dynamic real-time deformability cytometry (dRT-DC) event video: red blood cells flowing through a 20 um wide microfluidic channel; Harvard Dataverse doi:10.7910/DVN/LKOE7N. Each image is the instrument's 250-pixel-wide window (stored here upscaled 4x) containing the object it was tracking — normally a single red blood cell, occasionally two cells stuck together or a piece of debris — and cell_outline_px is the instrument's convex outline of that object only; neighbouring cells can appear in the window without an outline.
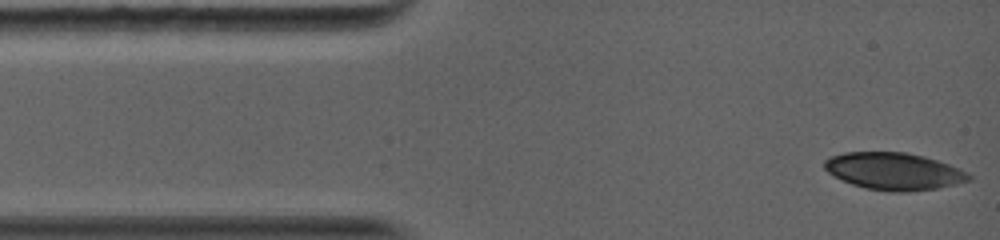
{"species": "common noctule bat (a hibernating species)", "species_latin": "Nyctalus noctula", "temperature_condition": "warm", "stored_images_in_passage": 7, "camera_frame_rate_fps": 5000, "um_per_image_px": 0.085, "animal": {"sex": "female", "body_mass_g": 19.0, "forearm_length_mm": 56.7}, "frame": {"image": 1, "passage_image": 1, "time_ms": 0.0, "image_size_px": [1000, 240], "cell_outline_px": [[972, 180], [956, 184], [936, 188], [908, 192], [892, 192], [868, 188], [852, 184], [828, 172], [824, 168], [824, 160], [832, 156], [844, 152], [904, 152], [924, 156], [960, 168], [972, 176]], "centroid_in_image_um": [76.01, 14.55], "position_along_channel_um": 9.0, "area_um2": 31.1}}
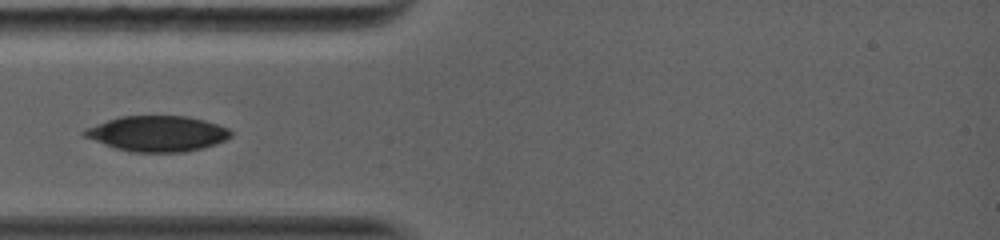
{"frame": {"image": 2, "passage_image": 4, "time_ms": 3.2, "image_size_px": [1000, 240], "cell_outline_px": [[232, 136], [216, 144], [204, 148], [184, 152], [132, 152], [116, 148], [104, 144], [84, 136], [80, 132], [84, 128], [120, 116], [188, 116], [204, 120], [228, 128], [232, 132]], "centroid_in_image_um": [13.38, 11.36], "position_along_channel_um": 71.6, "area_um2": 30.35}}
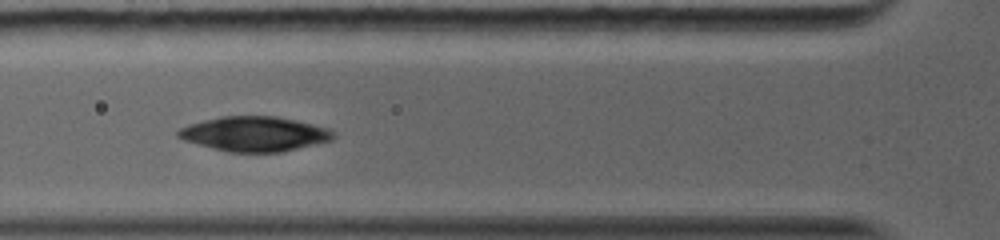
{"frame": {"image": 3, "passage_image": 6, "time_ms": 4.0, "image_size_px": [1000, 240], "cell_outline_px": [[336, 136], [332, 140], [284, 152], [228, 152], [212, 148], [184, 140], [176, 136], [176, 132], [180, 128], [188, 124], [204, 120], [224, 116], [276, 116], [296, 120], [328, 128]], "centroid_in_image_um": [21.63, 11.38], "position_along_channel_um": 104.2, "area_um2": 31.44}}